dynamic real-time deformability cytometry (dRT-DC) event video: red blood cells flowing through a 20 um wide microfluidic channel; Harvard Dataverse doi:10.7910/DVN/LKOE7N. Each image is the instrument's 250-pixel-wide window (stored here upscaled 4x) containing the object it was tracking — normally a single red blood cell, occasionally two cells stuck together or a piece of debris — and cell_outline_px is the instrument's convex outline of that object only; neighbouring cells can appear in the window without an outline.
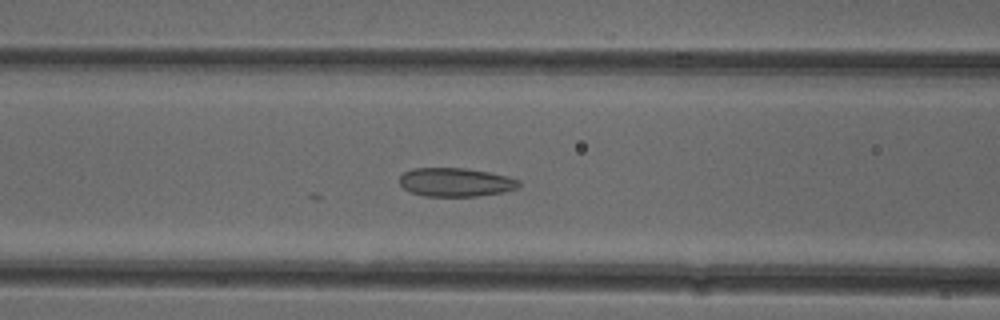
{"species": "common noctule bat (a hibernating species)", "species_latin": "Nyctalus noctula", "temperature_condition": "cold", "stored_images_in_passage": 51, "camera_frame_rate_fps": 3000, "um_per_image_px": 0.085, "animal": {"sex": "female"}, "frame": {"image": 1, "passage_image": 20, "time_ms": 6.333, "image_size_px": [1000, 320], "cell_outline_px": [[520, 184], [516, 188], [504, 192], [476, 196], [424, 196], [412, 192], [404, 188], [400, 184], [400, 176], [404, 172], [412, 168], [464, 168], [488, 172], [508, 176], [520, 180]], "centroid_in_image_um": [38.73, 15.48], "position_along_channel_um": 127.9, "area_um2": 19.88}}
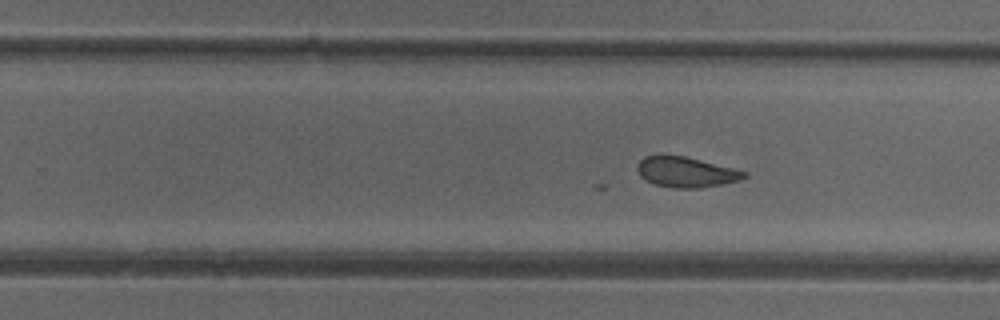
{"frame": {"image": 2, "passage_image": 31, "time_ms": 10.0, "image_size_px": [1000, 320], "cell_outline_px": [[748, 176], [740, 180], [700, 188], [672, 188], [656, 184], [644, 180], [640, 176], [636, 168], [636, 164], [644, 156], [660, 152], [684, 156], [748, 172]], "centroid_in_image_um": [58.23, 14.59], "position_along_channel_um": 271.6, "area_um2": 19.31}}
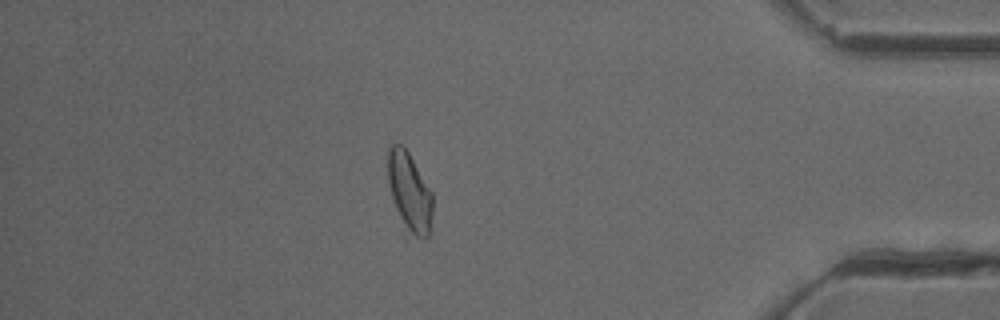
{"frame": {"image": 3, "passage_image": 44, "time_ms": 14.333, "image_size_px": [1000, 320], "cell_outline_px": [[432, 232], [424, 240], [404, 240], [400, 232], [388, 184], [388, 148], [392, 144], [400, 144], [408, 152], [432, 192]], "centroid_in_image_um": [34.79, 16.59], "position_along_channel_um": 400.4, "area_um2": 22.25}}